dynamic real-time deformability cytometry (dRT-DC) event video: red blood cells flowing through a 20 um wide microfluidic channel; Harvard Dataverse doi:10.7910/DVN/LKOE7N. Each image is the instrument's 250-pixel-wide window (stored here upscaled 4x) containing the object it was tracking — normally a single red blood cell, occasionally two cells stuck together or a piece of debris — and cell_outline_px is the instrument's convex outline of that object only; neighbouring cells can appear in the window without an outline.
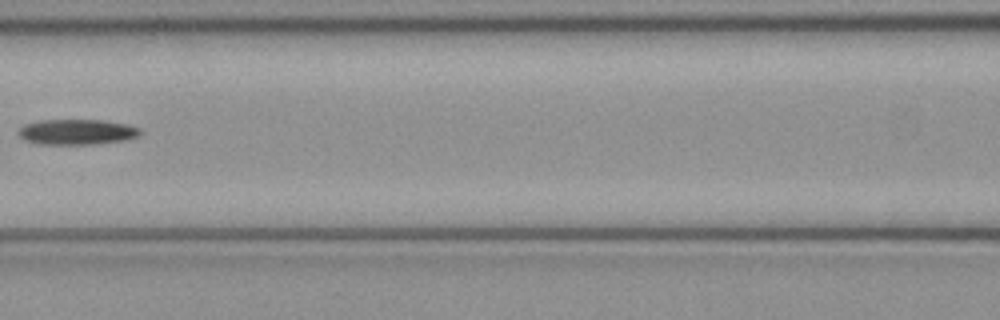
{"species": "common noctule bat (a hibernating species)", "species_latin": "Nyctalus noctula", "temperature_condition": "cold", "stored_images_in_passage": 8, "camera_frame_rate_fps": 3000, "um_per_image_px": 0.085, "animal": {"sex": "female", "body_mass_g": 21.9}, "frame": {"image": 1, "passage_image": 7, "time_ms": 2.0, "image_size_px": [1000, 320], "cell_outline_px": [[140, 132], [136, 136], [124, 140], [96, 144], [40, 144], [24, 140], [20, 136], [20, 128], [24, 124], [40, 120], [100, 120], [128, 124], [140, 128]], "centroid_in_image_um": [6.53, 11.21], "position_along_channel_um": 160.1, "area_um2": 17.86}}
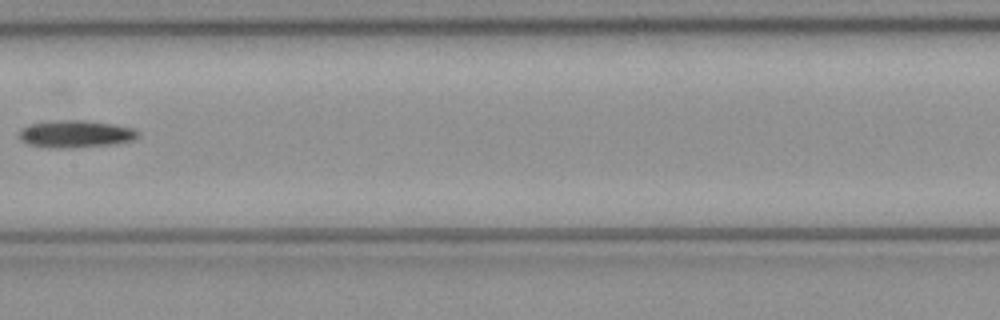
{"frame": {"image": 2, "passage_image": 8, "time_ms": 2.333, "image_size_px": [1000, 320], "cell_outline_px": [[140, 136], [132, 140], [112, 144], [68, 148], [48, 148], [28, 144], [20, 140], [16, 136], [20, 128], [28, 124], [56, 120], [80, 120], [112, 124], [132, 128], [140, 132]], "centroid_in_image_um": [6.35, 11.39], "position_along_channel_um": 201.1, "area_um2": 19.07}}